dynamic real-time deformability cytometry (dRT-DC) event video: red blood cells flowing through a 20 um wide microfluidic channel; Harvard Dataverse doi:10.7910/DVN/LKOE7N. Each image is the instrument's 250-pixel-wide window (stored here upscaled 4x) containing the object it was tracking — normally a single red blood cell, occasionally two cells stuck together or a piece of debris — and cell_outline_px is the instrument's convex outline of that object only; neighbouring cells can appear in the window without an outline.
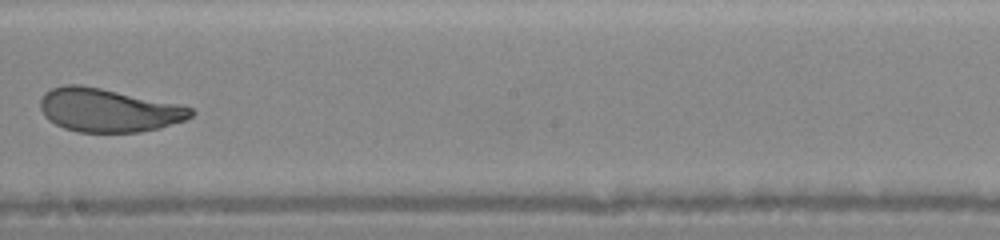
{"species": "human", "species_latin": "Homo sapiens", "temperature_condition": "warm", "stored_images_in_passage": 19, "camera_frame_rate_fps": 3000, "um_per_image_px": 0.085, "donor": {"sex": "female"}, "frame": {"image": 1, "passage_image": 16, "time_ms": 8.333, "image_size_px": [1000, 240], "cell_outline_px": [[196, 112], [192, 116], [184, 120], [160, 128], [140, 132], [76, 132], [64, 128], [48, 120], [44, 116], [40, 108], [40, 100], [44, 92], [52, 88], [64, 84], [80, 84], [180, 104], [192, 108]], "centroid_in_image_um": [9.19, 9.36], "position_along_channel_um": 239.0, "area_um2": 38.26}}